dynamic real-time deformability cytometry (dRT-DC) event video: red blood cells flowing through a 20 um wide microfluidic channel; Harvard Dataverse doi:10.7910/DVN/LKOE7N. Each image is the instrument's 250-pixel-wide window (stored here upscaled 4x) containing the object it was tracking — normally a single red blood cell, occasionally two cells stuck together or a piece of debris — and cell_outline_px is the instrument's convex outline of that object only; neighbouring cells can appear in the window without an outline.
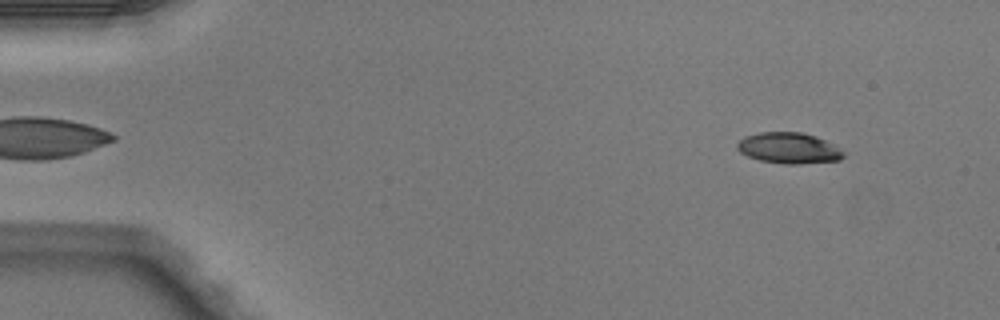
{"species": "Egyptian fruit bat (a non-hibernating species)", "species_latin": "Rousettus aegyptiacus", "temperature_condition": "warm", "stored_images_in_passage": 47, "camera_frame_rate_fps": 3000, "um_per_image_px": 0.085, "animal": {"sex": "male"}, "frame": {"image": 1, "passage_image": 3, "time_ms": 0.667, "image_size_px": [1000, 320], "cell_outline_px": [[844, 156], [840, 160], [800, 164], [788, 164], [760, 160], [748, 156], [740, 152], [736, 148], [736, 144], [744, 136], [760, 132], [800, 132], [816, 136], [824, 140], [844, 152]], "centroid_in_image_um": [67.02, 12.58], "position_along_channel_um": 18.0, "area_um2": 19.02}}
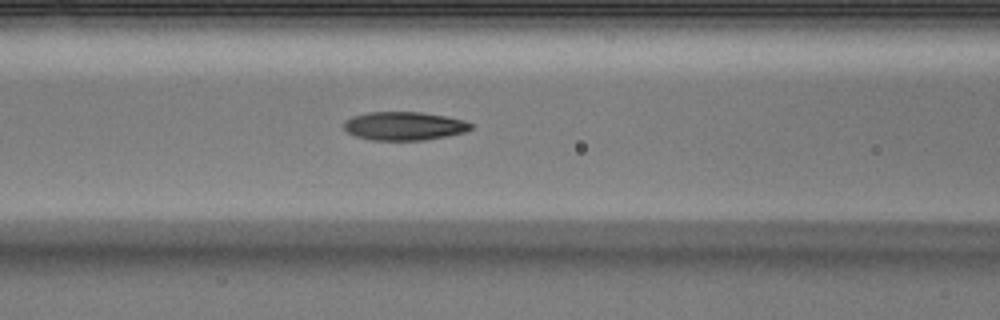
{"frame": {"image": 2, "passage_image": 19, "time_ms": 6.0, "image_size_px": [1000, 320], "cell_outline_px": [[472, 128], [464, 132], [448, 136], [424, 140], [372, 140], [356, 136], [348, 132], [344, 128], [344, 120], [352, 116], [368, 112], [420, 112], [444, 116], [464, 120], [472, 124]], "centroid_in_image_um": [34.34, 10.71], "position_along_channel_um": 132.3, "area_um2": 21.04}}
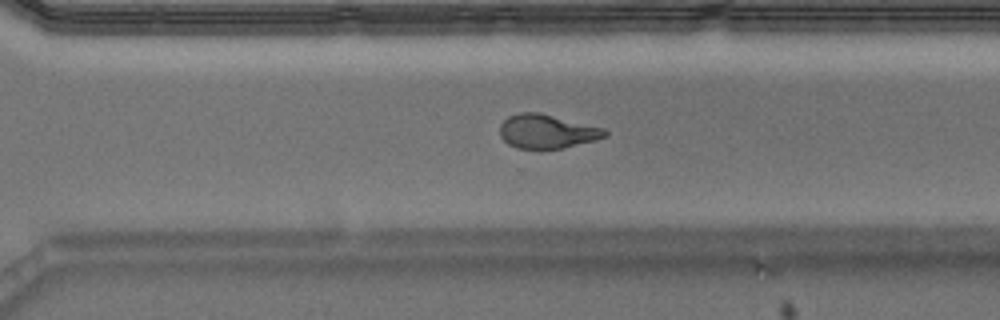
{"frame": {"image": 3, "passage_image": 33, "time_ms": 10.667, "image_size_px": [1000, 320], "cell_outline_px": [[608, 136], [596, 140], [564, 148], [516, 148], [508, 144], [500, 136], [500, 124], [508, 116], [520, 112], [540, 112], [604, 128], [608, 132]], "centroid_in_image_um": [46.5, 11.16], "position_along_channel_um": 324.1, "area_um2": 20.87}, "authors_computed_cell_mechanics": {"area_um2": 21.0392, "velocity_mm_per_s": 4.1211, "shape_relaxation_time_tau1_ms": null, "shape_relaxation_time_tau2_ms": 1.8065, "deformation_change_tau1": null, "deformation_change_tau2": 0.0906}}